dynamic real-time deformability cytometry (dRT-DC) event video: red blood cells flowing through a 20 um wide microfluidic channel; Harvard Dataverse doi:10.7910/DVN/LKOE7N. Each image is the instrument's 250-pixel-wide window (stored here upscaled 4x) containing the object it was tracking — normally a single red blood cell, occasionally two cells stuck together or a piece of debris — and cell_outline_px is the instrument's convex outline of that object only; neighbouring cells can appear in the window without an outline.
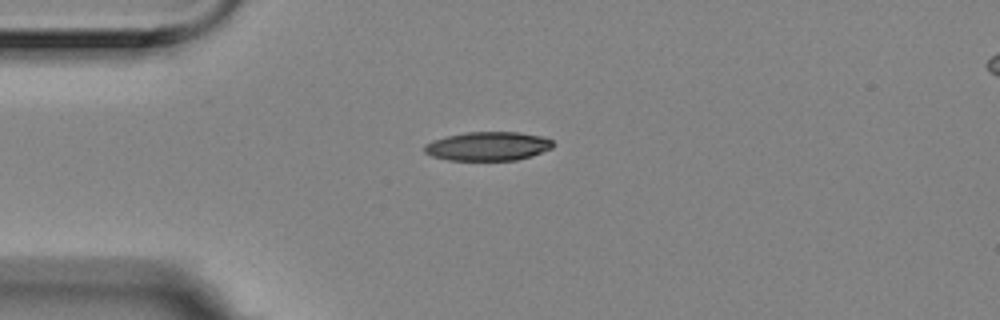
{"species": "Egyptian fruit bat (a non-hibernating species)", "species_latin": "Rousettus aegyptiacus", "temperature_condition": "room temperature", "stored_images_in_passage": 7, "camera_frame_rate_fps": 3000, "um_per_image_px": 0.085, "animal": {"sex": "female"}, "frame": {"image": 1, "passage_image": 1, "time_ms": 0.0, "image_size_px": [1000, 320], "cell_outline_px": [[556, 144], [552, 148], [532, 156], [516, 160], [448, 160], [432, 156], [424, 152], [424, 144], [432, 140], [464, 132], [516, 132], [540, 136], [552, 140]], "centroid_in_image_um": [41.47, 12.43], "position_along_channel_um": 43.5, "area_um2": 21.68}}
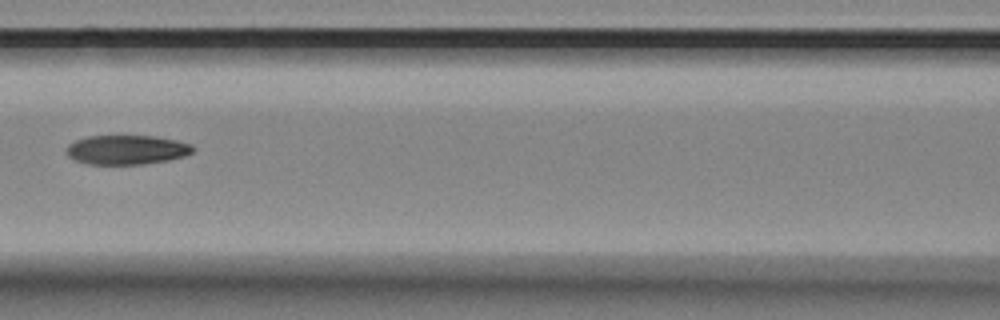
{"frame": {"image": 2, "passage_image": 4, "time_ms": 1.0, "image_size_px": [1000, 320], "cell_outline_px": [[196, 148], [192, 152], [184, 156], [168, 160], [144, 164], [88, 164], [72, 160], [68, 156], [68, 144], [76, 140], [88, 136], [156, 136], [176, 140], [192, 144]], "centroid_in_image_um": [10.79, 12.73], "position_along_channel_um": 155.8, "area_um2": 21.68}}
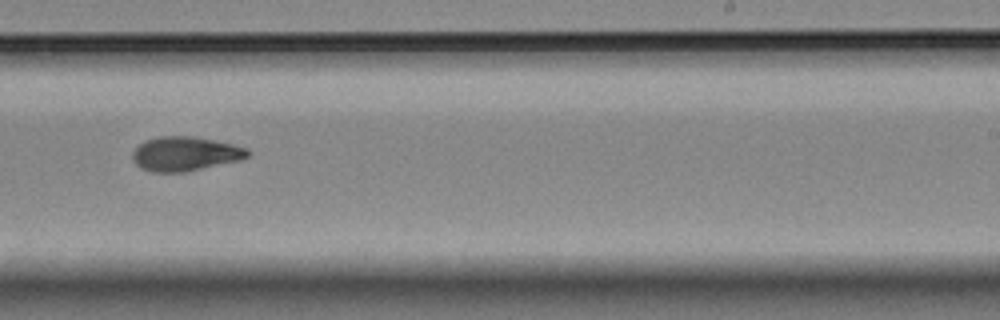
{"frame": {"image": 3, "passage_image": 7, "time_ms": 2.0, "image_size_px": [1000, 320], "cell_outline_px": [[252, 152], [248, 156], [240, 160], [188, 172], [152, 172], [140, 168], [132, 160], [132, 152], [144, 140], [160, 136], [192, 136], [232, 144], [248, 148]], "centroid_in_image_um": [15.73, 13.08], "position_along_channel_um": 273.3, "area_um2": 23.18}}